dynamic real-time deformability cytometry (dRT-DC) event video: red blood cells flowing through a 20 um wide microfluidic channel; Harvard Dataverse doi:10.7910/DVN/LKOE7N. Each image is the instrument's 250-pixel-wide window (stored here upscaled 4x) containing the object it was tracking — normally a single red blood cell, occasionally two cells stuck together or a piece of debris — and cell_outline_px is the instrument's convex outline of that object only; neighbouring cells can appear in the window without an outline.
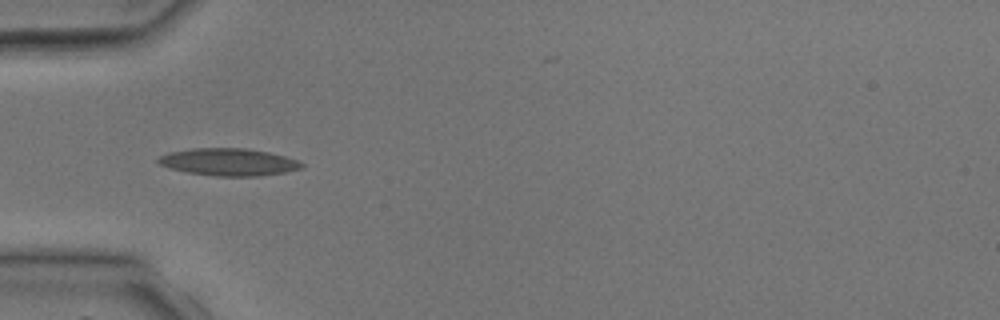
{"species": "common noctule bat (a hibernating species)", "species_latin": "Nyctalus noctula", "temperature_condition": "room temperature", "stored_images_in_passage": 3, "camera_frame_rate_fps": 3000, "um_per_image_px": 0.085, "animal": {"sex": "male", "body_mass_g": 17.9, "forearm_length_mm": 54.2}, "frame": {"image": 1, "passage_image": 3, "time_ms": 3.333, "image_size_px": [1000, 320], "cell_outline_px": [[304, 168], [284, 172], [260, 176], [216, 176], [188, 172], [168, 168], [160, 164], [156, 160], [160, 156], [168, 152], [192, 148], [244, 148], [268, 152], [284, 156], [296, 160], [304, 164]], "centroid_in_image_um": [19.42, 13.77], "position_along_channel_um": 65.6, "area_um2": 22.77}}